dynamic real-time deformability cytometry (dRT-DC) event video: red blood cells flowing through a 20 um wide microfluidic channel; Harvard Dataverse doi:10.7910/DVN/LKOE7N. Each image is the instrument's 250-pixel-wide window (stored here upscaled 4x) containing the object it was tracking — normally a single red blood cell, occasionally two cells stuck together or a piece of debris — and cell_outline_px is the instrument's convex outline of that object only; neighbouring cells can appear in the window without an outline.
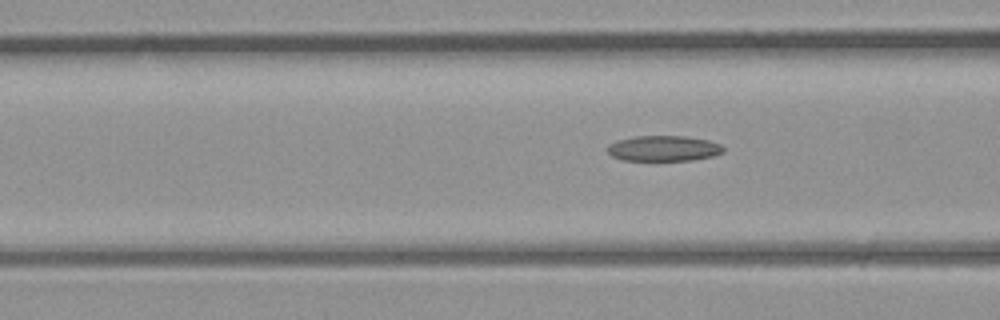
{"species": "common noctule bat (a hibernating species)", "species_latin": "Nyctalus noctula", "temperature_condition": "room temperature", "stored_images_in_passage": 7, "camera_frame_rate_fps": 3000, "um_per_image_px": 0.085, "animal": {"sex": "male", "body_mass_g": 23.1, "forearm_length_mm": 52.7}, "frame": {"image": 1, "passage_image": 7, "time_ms": 7.0, "image_size_px": [1000, 320], "cell_outline_px": [[724, 152], [712, 156], [692, 160], [620, 160], [612, 156], [608, 152], [608, 144], [616, 140], [636, 136], [688, 136], [708, 140], [720, 144], [724, 148]], "centroid_in_image_um": [56.4, 12.61], "position_along_channel_um": 110.2, "area_um2": 17.28}}